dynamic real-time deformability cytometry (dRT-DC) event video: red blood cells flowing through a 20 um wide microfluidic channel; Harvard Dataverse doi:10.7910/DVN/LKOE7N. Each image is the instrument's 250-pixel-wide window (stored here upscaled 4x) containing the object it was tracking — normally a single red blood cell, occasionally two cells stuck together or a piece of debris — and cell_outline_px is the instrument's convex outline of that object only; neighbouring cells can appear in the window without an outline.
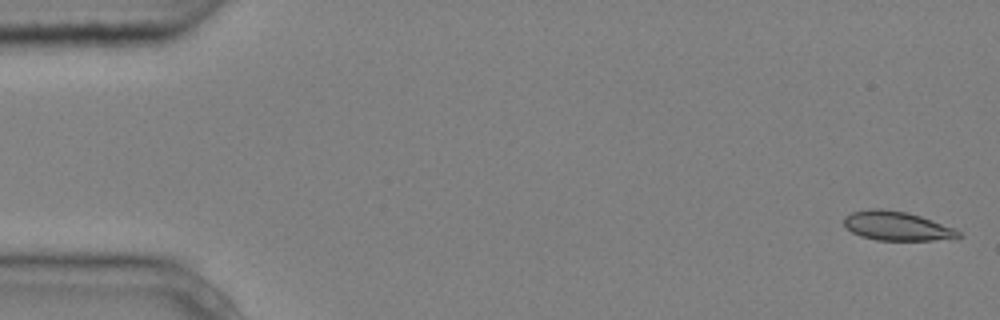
{"species": "common noctule bat (a hibernating species)", "species_latin": "Nyctalus noctula", "temperature_condition": "cold", "stored_images_in_passage": 5, "camera_frame_rate_fps": 3000, "um_per_image_px": 0.085, "animal": {"sex": "male", "body_mass_g": 20.4}, "frame": {"image": 1, "passage_image": 1, "time_ms": 0.0, "image_size_px": [1000, 320], "cell_outline_px": [[960, 236], [956, 240], [876, 240], [860, 236], [852, 232], [844, 224], [844, 216], [852, 212], [872, 208], [880, 208], [908, 212], [932, 220], [952, 228], [960, 232]], "centroid_in_image_um": [76.24, 19.21], "position_along_channel_um": 8.8, "area_um2": 19.48}}
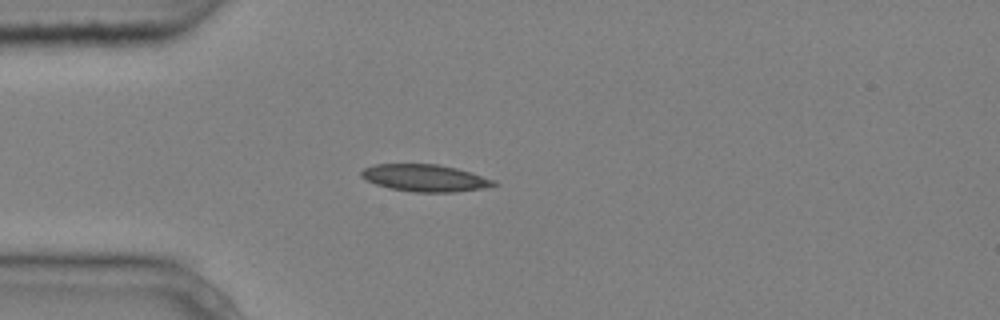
{"frame": {"image": 2, "passage_image": 4, "time_ms": 1.0, "image_size_px": [1000, 320], "cell_outline_px": [[500, 184], [484, 188], [452, 192], [412, 192], [388, 188], [376, 184], [360, 176], [360, 172], [364, 168], [376, 164], [436, 164], [456, 168], [472, 172], [496, 180]], "centroid_in_image_um": [36.16, 15.13], "position_along_channel_um": 48.8, "area_um2": 20.98}}